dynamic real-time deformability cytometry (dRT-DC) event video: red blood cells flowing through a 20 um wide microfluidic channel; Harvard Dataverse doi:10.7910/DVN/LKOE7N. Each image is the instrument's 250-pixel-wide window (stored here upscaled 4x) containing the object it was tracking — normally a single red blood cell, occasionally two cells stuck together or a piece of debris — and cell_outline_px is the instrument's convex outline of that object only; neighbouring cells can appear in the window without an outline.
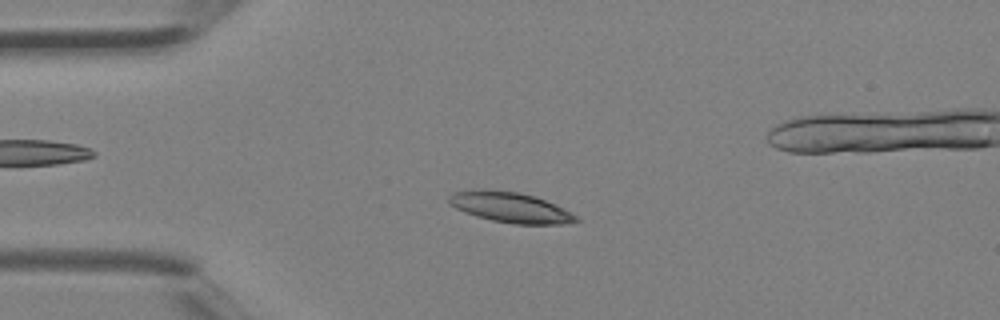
{"species": "Egyptian fruit bat (a non-hibernating species)", "species_latin": "Rousettus aegyptiacus", "temperature_condition": "room temperature", "stored_images_in_passage": 3, "camera_frame_rate_fps": 3000, "um_per_image_px": 0.085, "animal": {"sex": "female"}, "frame": {"image": 1, "passage_image": 2, "time_ms": 0.333, "image_size_px": [1000, 320], "cell_outline_px": [[580, 220], [560, 224], [516, 224], [492, 220], [476, 216], [464, 212], [448, 204], [448, 196], [452, 192], [472, 188], [492, 188], [520, 192], [544, 200], [564, 208], [572, 212]], "centroid_in_image_um": [43.29, 17.59], "position_along_channel_um": 41.7, "area_um2": 22.83}}